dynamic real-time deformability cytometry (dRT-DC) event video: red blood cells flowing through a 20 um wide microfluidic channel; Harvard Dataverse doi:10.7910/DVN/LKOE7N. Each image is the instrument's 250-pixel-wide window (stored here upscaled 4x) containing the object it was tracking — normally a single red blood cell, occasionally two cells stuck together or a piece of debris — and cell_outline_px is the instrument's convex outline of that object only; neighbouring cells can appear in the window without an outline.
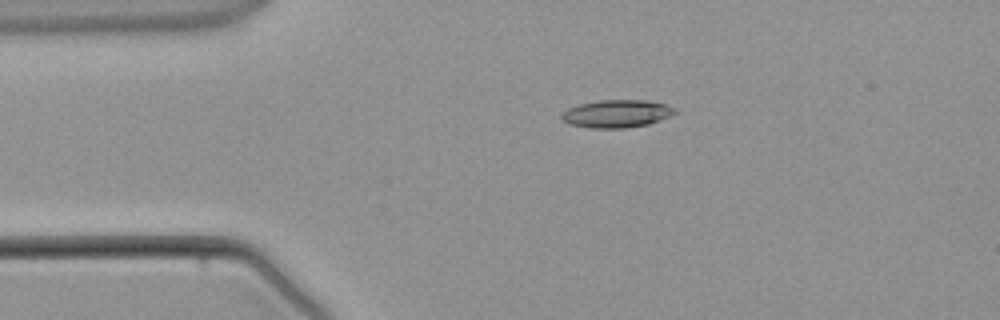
{"species": "common noctule bat (a hibernating species)", "species_latin": "Nyctalus noctula", "temperature_condition": "warm", "stored_images_in_passage": 4, "camera_frame_rate_fps": 3000, "um_per_image_px": 0.085, "animal": {"sex": "male", "body_mass_g": 21.5, "forearm_length_mm": 52.0}, "frame": {"image": 1, "passage_image": 1, "time_ms": 0.0, "image_size_px": [1000, 320], "cell_outline_px": [[676, 112], [660, 120], [648, 124], [624, 128], [592, 128], [568, 124], [560, 116], [568, 108], [580, 104], [600, 100], [648, 100], [664, 104], [676, 108]], "centroid_in_image_um": [52.42, 9.66], "position_along_channel_um": 32.6, "area_um2": 18.15}}